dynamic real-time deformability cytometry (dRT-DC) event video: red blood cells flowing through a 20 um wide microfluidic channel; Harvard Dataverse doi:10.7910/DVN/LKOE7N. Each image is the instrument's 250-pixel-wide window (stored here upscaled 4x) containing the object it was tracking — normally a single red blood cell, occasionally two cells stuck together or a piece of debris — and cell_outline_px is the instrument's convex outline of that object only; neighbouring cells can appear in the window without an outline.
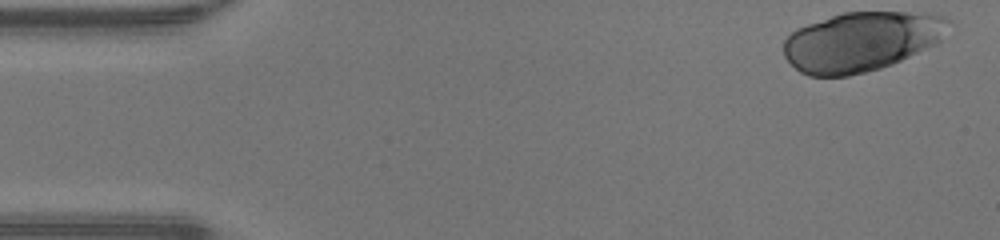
{"species": "human", "species_latin": "Homo sapiens", "temperature_condition": "warm", "stored_images_in_passage": 46, "camera_frame_rate_fps": 3000, "um_per_image_px": 0.085, "donor": {"sex": "male"}, "frame": {"image": 1, "passage_image": 1, "time_ms": 0.0, "image_size_px": [1000, 240], "cell_outline_px": [[956, 24], [936, 44], [892, 64], [880, 68], [848, 76], [808, 76], [800, 72], [784, 56], [784, 40], [796, 28], [844, 12], [928, 12], [944, 16], [952, 20]], "centroid_in_image_um": [73.29, 3.51], "position_along_channel_um": 11.7, "area_um2": 57.63}}
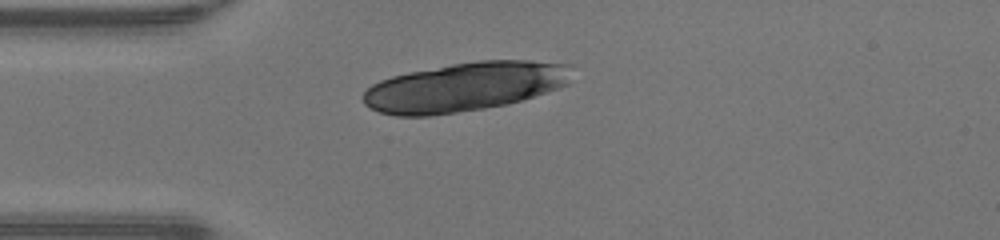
{"frame": {"image": 2, "passage_image": 11, "time_ms": 3.333, "image_size_px": [1000, 240], "cell_outline_px": [[568, 84], [524, 100], [508, 104], [484, 108], [428, 116], [396, 116], [380, 112], [364, 104], [360, 96], [372, 84], [380, 80], [392, 76], [408, 72], [452, 64], [480, 60], [528, 60], [568, 64]], "centroid_in_image_um": [39.44, 7.39], "position_along_channel_um": 45.6, "area_um2": 59.36}}